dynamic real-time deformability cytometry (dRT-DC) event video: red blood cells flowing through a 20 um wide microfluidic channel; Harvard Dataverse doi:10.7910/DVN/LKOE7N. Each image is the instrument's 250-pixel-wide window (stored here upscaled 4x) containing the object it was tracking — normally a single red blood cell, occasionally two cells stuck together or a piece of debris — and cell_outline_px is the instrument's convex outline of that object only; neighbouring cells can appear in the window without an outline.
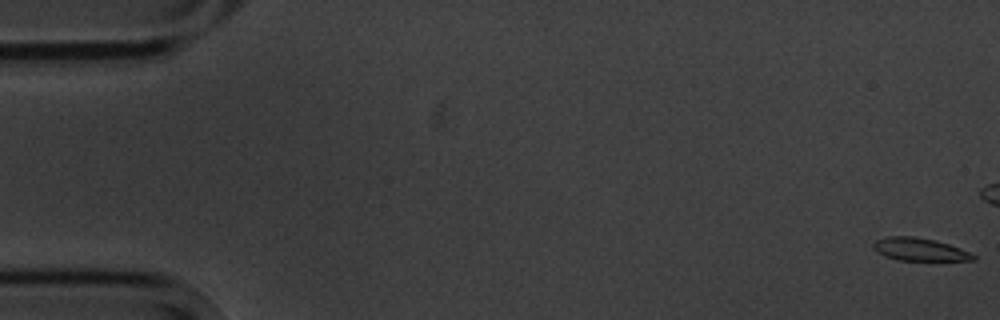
{"species": "common noctule bat (a hibernating species)", "species_latin": "Nyctalus noctula", "temperature_condition": "cold", "stored_images_in_passage": 6, "camera_frame_rate_fps": 3000, "um_per_image_px": 0.085, "animal": {"sex": "male", "body_mass_g": 20.1, "forearm_length_mm": 53.5}, "frame": {"image": 1, "passage_image": 1, "time_ms": 0.0, "image_size_px": [1000, 320], "cell_outline_px": [[976, 260], [900, 260], [884, 256], [876, 252], [872, 248], [872, 244], [876, 240], [888, 236], [916, 236], [936, 240], [960, 248], [976, 256]], "centroid_in_image_um": [78.12, 21.19], "position_along_channel_um": 6.9, "area_um2": 13.29}}